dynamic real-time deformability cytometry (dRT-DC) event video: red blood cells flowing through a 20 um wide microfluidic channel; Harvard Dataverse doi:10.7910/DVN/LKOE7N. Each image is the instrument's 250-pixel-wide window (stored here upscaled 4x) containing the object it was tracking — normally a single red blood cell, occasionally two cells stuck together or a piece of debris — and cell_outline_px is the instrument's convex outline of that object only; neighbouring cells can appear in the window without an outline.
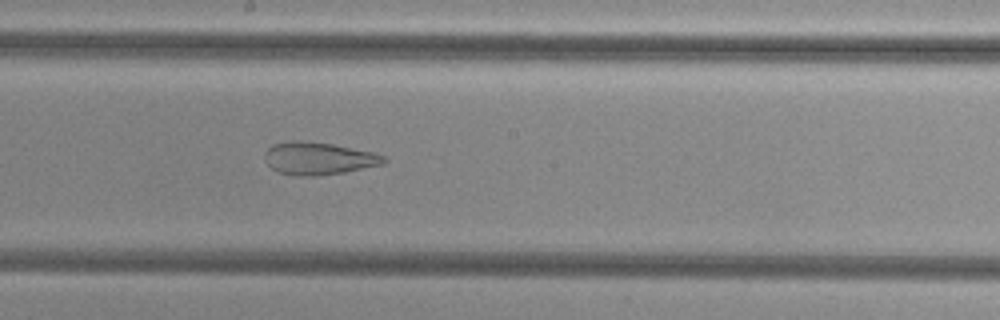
{"species": "common noctule bat (a hibernating species)", "species_latin": "Nyctalus noctula", "temperature_condition": "cold", "stored_images_in_passage": 55, "camera_frame_rate_fps": 3000, "um_per_image_px": 0.085, "animal": {"sex": "female", "body_mass_g": 29.2, "forearm_length_mm": 56.3}, "frame": {"image": 1, "passage_image": 31, "time_ms": 10.0, "image_size_px": [1000, 320], "cell_outline_px": [[388, 160], [384, 164], [344, 172], [316, 176], [296, 176], [280, 172], [272, 168], [264, 160], [264, 152], [272, 144], [292, 140], [296, 140], [332, 144], [376, 152], [384, 156]], "centroid_in_image_um": [27.08, 13.46], "position_along_channel_um": 221.1, "area_um2": 22.72}}
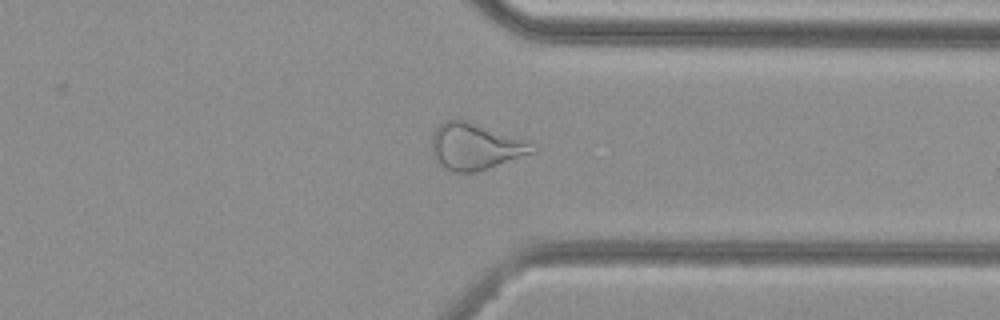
{"frame": {"image": 2, "passage_image": 43, "time_ms": 14.0, "image_size_px": [1000, 320], "cell_outline_px": [[540, 148], [536, 152], [476, 172], [452, 172], [436, 160], [432, 152], [432, 136], [436, 128], [444, 120], [460, 116], [532, 140]], "centroid_in_image_um": [40.5, 12.37], "position_along_channel_um": 370.9, "area_um2": 28.55}}
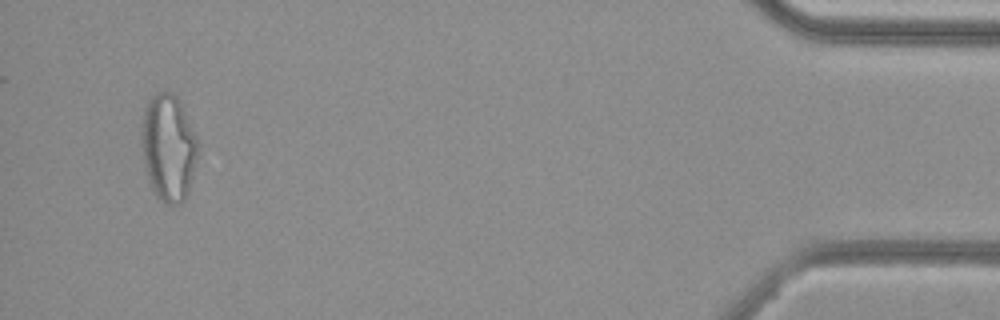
{"frame": {"image": 3, "passage_image": 53, "time_ms": 17.333, "image_size_px": [1000, 320], "cell_outline_px": [[196, 156], [188, 188], [184, 200], [180, 204], [164, 204], [156, 196], [148, 180], [144, 168], [144, 108], [148, 100], [156, 92], [172, 92], [180, 100], [196, 136]], "centroid_in_image_um": [14.31, 12.54], "position_along_channel_um": 420.9, "area_um2": 34.04}}